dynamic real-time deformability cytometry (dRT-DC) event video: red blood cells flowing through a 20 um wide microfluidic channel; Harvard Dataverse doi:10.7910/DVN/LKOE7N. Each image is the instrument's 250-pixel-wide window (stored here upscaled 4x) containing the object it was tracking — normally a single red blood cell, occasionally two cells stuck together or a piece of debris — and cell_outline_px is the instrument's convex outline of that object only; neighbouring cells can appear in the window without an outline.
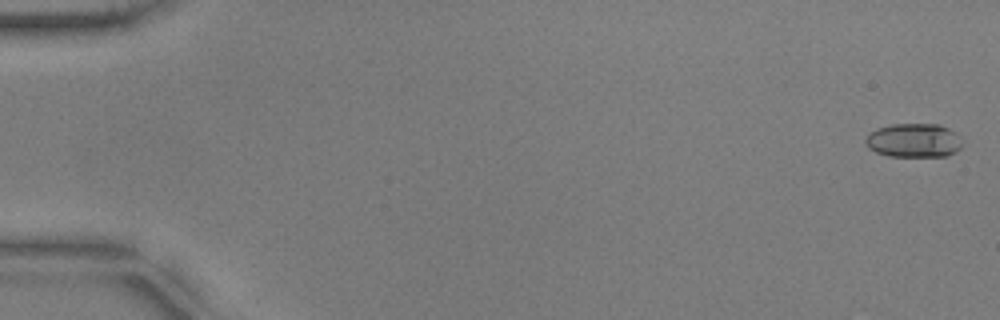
{"species": "common noctule bat (a hibernating species)", "species_latin": "Nyctalus noctula", "temperature_condition": "warm", "stored_images_in_passage": 19, "camera_frame_rate_fps": 3000, "um_per_image_px": 0.085, "animal": {"sex": "male", "body_mass_g": 17.9, "forearm_length_mm": 54.2}, "frame": {"image": 1, "passage_image": 2, "time_ms": 0.333, "image_size_px": [1000, 320], "cell_outline_px": [[964, 144], [956, 152], [944, 156], [888, 156], [876, 152], [868, 148], [864, 140], [876, 128], [892, 124], [940, 124], [956, 132]], "centroid_in_image_um": [77.7, 11.93], "position_along_channel_um": 7.3, "area_um2": 19.25}}
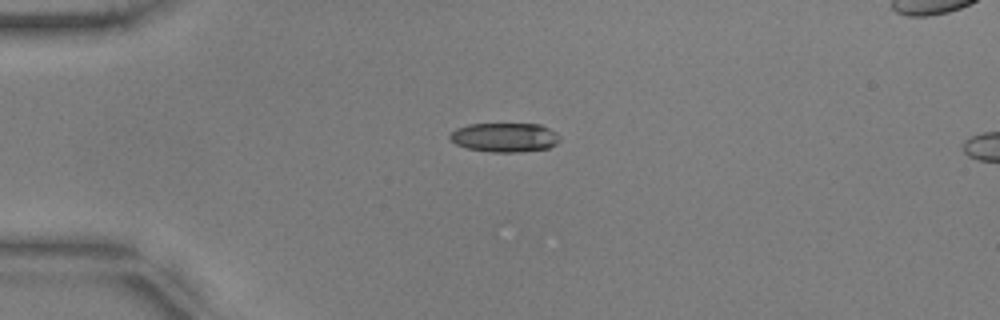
{"frame": {"image": 2, "passage_image": 15, "time_ms": 4.667, "image_size_px": [1000, 320], "cell_outline_px": [[560, 140], [556, 144], [548, 148], [516, 152], [492, 152], [468, 148], [456, 144], [448, 136], [456, 128], [468, 124], [540, 124], [556, 132], [560, 136]], "centroid_in_image_um": [42.91, 11.67], "position_along_channel_um": 42.1, "area_um2": 18.61}}